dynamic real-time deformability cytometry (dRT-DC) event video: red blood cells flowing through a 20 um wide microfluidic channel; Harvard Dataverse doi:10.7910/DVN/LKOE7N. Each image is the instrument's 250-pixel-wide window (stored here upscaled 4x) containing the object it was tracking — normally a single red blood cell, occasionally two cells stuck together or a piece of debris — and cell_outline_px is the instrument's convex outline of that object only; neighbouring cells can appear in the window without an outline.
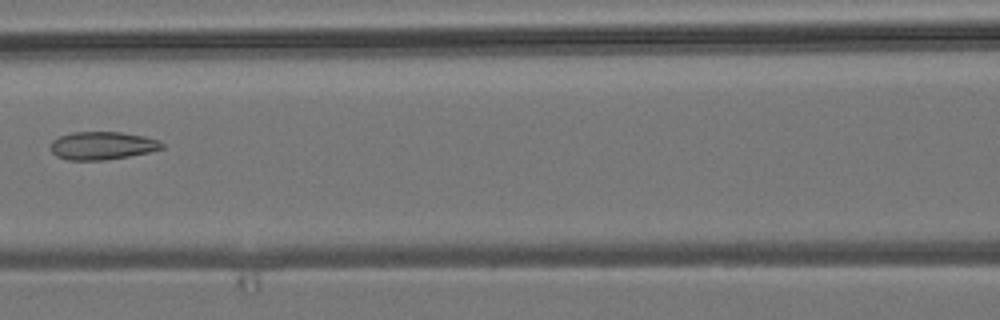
{"species": "common noctule bat (a hibernating species)", "species_latin": "Nyctalus noctula", "temperature_condition": "room temperature", "stored_images_in_passage": 7, "camera_frame_rate_fps": 3000, "um_per_image_px": 0.085, "animal": {"sex": "male", "body_mass_g": 19.2, "forearm_length_mm": 51.8}, "frame": {"image": 1, "passage_image": 6, "time_ms": 6.0, "image_size_px": [1000, 320], "cell_outline_px": [[164, 148], [148, 152], [128, 156], [104, 160], [68, 160], [56, 156], [48, 148], [52, 140], [60, 136], [72, 132], [120, 132], [144, 136], [160, 140], [164, 144]], "centroid_in_image_um": [8.67, 12.37], "position_along_channel_um": 157.9, "area_um2": 18.26}}
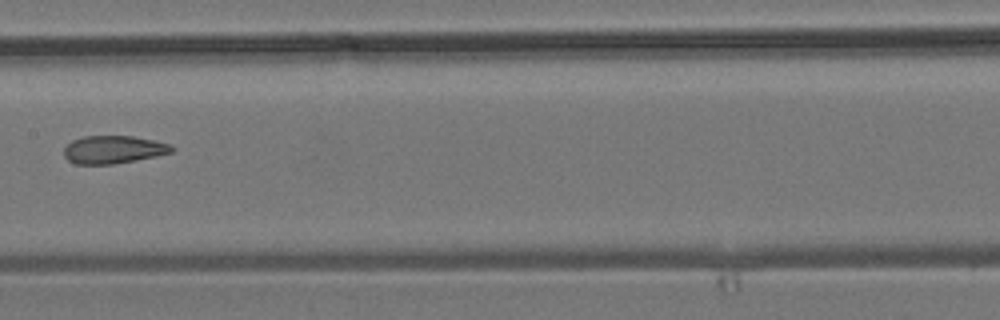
{"frame": {"image": 2, "passage_image": 7, "time_ms": 7.0, "image_size_px": [1000, 320], "cell_outline_px": [[176, 148], [172, 152], [156, 156], [112, 164], [76, 164], [68, 160], [64, 156], [64, 148], [72, 140], [84, 136], [132, 136], [172, 144]], "centroid_in_image_um": [9.65, 12.71], "position_along_channel_um": 197.8, "area_um2": 17.46}}